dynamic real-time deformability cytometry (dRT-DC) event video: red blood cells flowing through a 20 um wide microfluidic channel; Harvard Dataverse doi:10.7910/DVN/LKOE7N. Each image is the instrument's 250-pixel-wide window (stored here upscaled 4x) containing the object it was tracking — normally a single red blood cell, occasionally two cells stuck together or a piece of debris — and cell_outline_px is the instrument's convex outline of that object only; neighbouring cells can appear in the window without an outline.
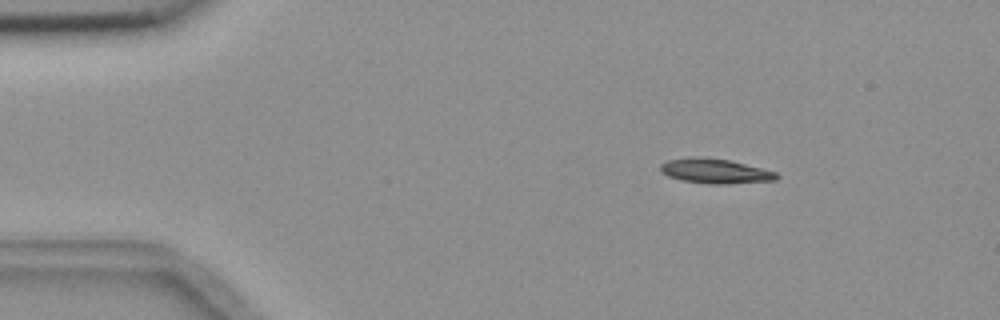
{"species": "common noctule bat (a hibernating species)", "species_latin": "Nyctalus noctula", "temperature_condition": "room temperature", "stored_images_in_passage": 5, "camera_frame_rate_fps": 3000, "um_per_image_px": 0.085, "animal": {"sex": "female", "body_mass_g": 18.4}, "frame": {"image": 1, "passage_image": 2, "time_ms": 1.333, "image_size_px": [1000, 320], "cell_outline_px": [[780, 176], [776, 180], [728, 184], [712, 184], [680, 180], [668, 176], [660, 172], [660, 164], [668, 160], [728, 160], [776, 172]], "centroid_in_image_um": [60.84, 14.61], "position_along_channel_um": 24.2, "area_um2": 15.78}}
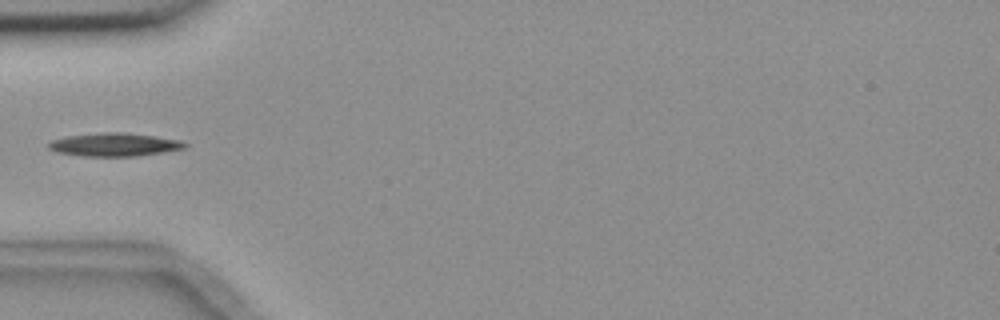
{"frame": {"image": 2, "passage_image": 5, "time_ms": 4.667, "image_size_px": [1000, 320], "cell_outline_px": [[188, 144], [184, 148], [136, 156], [80, 156], [56, 152], [48, 148], [48, 144], [52, 140], [68, 136], [104, 132], [124, 132], [180, 140]], "centroid_in_image_um": [9.68, 12.29], "position_along_channel_um": 75.3, "area_um2": 18.21}}